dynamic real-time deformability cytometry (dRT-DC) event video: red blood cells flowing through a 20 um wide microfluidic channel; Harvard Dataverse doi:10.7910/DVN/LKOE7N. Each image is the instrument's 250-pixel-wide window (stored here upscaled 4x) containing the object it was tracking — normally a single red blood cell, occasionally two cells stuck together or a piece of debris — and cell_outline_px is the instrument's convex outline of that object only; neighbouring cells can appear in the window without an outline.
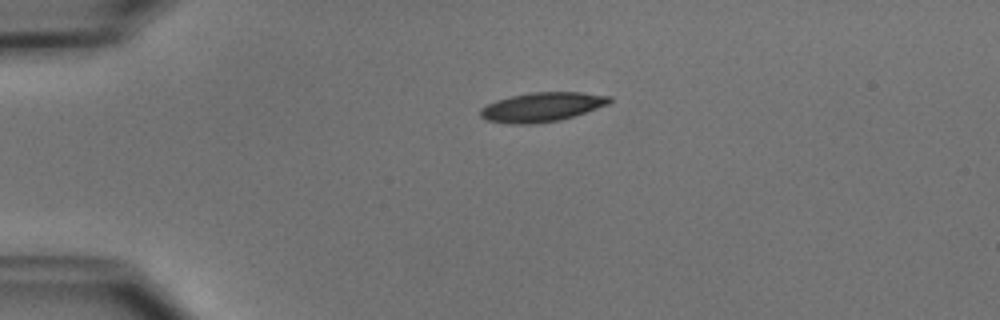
{"species": "common noctule bat (a hibernating species)", "species_latin": "Nyctalus noctula", "temperature_condition": "cold", "stored_images_in_passage": 40, "camera_frame_rate_fps": 3000, "um_per_image_px": 0.085, "animal": {"sex": "male", "body_mass_g": 15.6}, "frame": {"image": 1, "passage_image": 1, "time_ms": 0.0, "image_size_px": [1000, 320], "cell_outline_px": [[612, 100], [608, 104], [560, 120], [532, 124], [508, 124], [488, 120], [480, 116], [480, 108], [496, 100], [508, 96], [532, 92], [580, 92], [612, 96]], "centroid_in_image_um": [46.04, 9.09], "position_along_channel_um": 39.0, "area_um2": 21.96}}
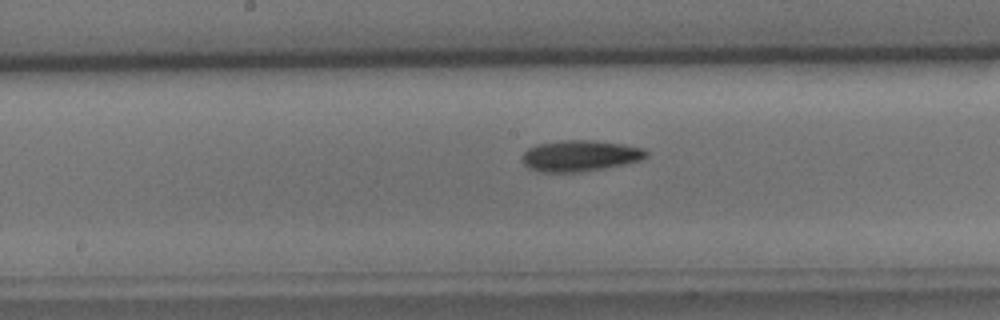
{"frame": {"image": 2, "passage_image": 16, "time_ms": 5.0, "image_size_px": [1000, 320], "cell_outline_px": [[648, 156], [640, 160], [624, 164], [580, 172], [540, 172], [528, 168], [524, 164], [524, 152], [528, 148], [536, 144], [564, 140], [592, 140], [624, 144], [644, 148], [648, 152]], "centroid_in_image_um": [49.31, 13.23], "position_along_channel_um": 198.9, "area_um2": 22.43}}
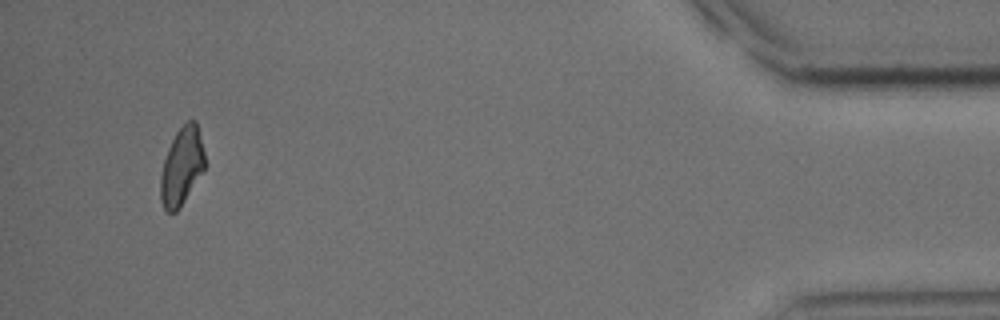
{"frame": {"image": 3, "passage_image": 38, "time_ms": 12.333, "image_size_px": [1000, 320], "cell_outline_px": [[204, 168], [180, 208], [176, 212], [168, 212], [164, 208], [160, 200], [160, 176], [164, 160], [168, 148], [176, 132], [188, 120], [196, 120], [204, 152]], "centroid_in_image_um": [15.42, 14.15], "position_along_channel_um": 419.8, "area_um2": 19.77}, "authors_computed_cell_mechanics": {"area_um2": 21.4727, "velocity_mm_per_s": 3.9215, "shape_relaxation_time_tau1_ms": 2.849, "shape_relaxation_time_tau2_ms": 10.0242, "deformation_change_tau1": 0.1319, "deformation_change_tau2": 0.197}}